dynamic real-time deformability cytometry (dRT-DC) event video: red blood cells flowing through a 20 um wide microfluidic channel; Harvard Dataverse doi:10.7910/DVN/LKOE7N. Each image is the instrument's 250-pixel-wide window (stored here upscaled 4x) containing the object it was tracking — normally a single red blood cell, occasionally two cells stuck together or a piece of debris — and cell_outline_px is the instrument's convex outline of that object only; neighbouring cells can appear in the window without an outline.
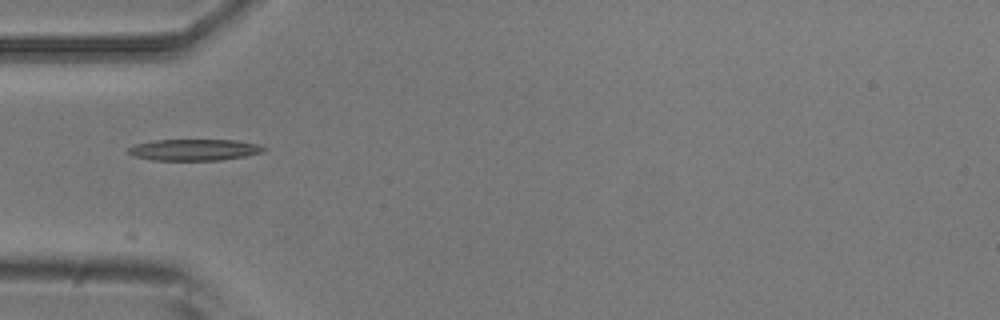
{"species": "common noctule bat (a hibernating species)", "species_latin": "Nyctalus noctula", "temperature_condition": "room temperature", "stored_images_in_passage": 6, "camera_frame_rate_fps": 3000, "um_per_image_px": 0.085, "animal": {"sex": "male", "body_mass_g": 20.5, "forearm_length_mm": 52.5}, "frame": {"image": 1, "passage_image": 1, "time_ms": 0.0, "image_size_px": [1000, 320], "cell_outline_px": [[268, 148], [260, 152], [244, 156], [220, 160], [152, 160], [132, 156], [128, 152], [128, 148], [136, 144], [156, 140], [236, 140], [260, 144]], "centroid_in_image_um": [16.51, 12.73], "position_along_channel_um": 68.5, "area_um2": 16.82}}